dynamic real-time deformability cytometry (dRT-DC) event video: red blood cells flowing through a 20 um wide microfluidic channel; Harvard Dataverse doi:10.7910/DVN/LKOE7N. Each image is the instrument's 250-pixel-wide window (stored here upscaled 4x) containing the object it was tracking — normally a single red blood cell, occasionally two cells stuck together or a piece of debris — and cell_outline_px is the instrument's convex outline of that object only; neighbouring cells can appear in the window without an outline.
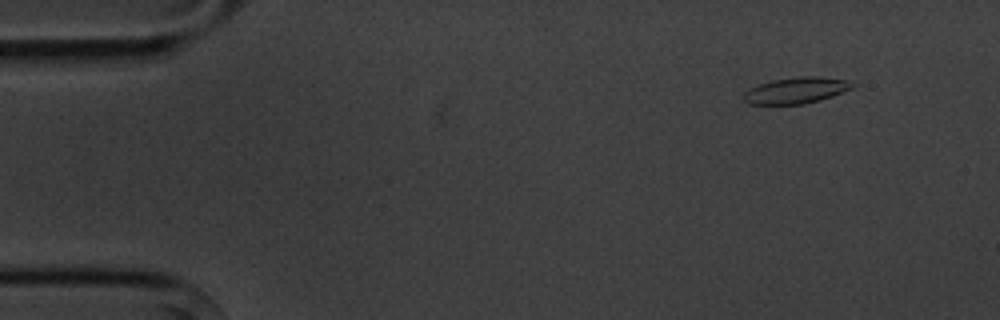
{"species": "common noctule bat (a hibernating species)", "species_latin": "Nyctalus noctula", "temperature_condition": "cold", "stored_images_in_passage": 7, "camera_frame_rate_fps": 3000, "um_per_image_px": 0.085, "animal": {"sex": "male", "body_mass_g": 20.1, "forearm_length_mm": 53.5}, "frame": {"image": 1, "passage_image": 2, "time_ms": 1.0, "image_size_px": [1000, 320], "cell_outline_px": [[856, 84], [852, 88], [832, 96], [820, 100], [804, 104], [748, 104], [740, 100], [740, 96], [748, 88], [772, 80], [800, 76], [820, 76], [844, 80]], "centroid_in_image_um": [67.59, 7.69], "position_along_channel_um": 17.4, "area_um2": 16.76}}
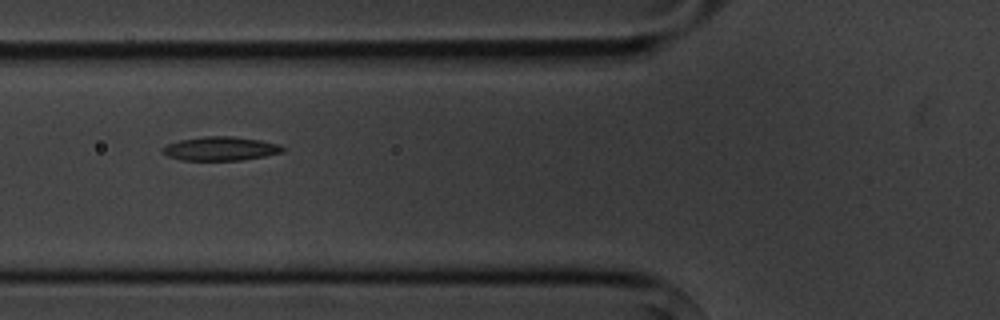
{"frame": {"image": 2, "passage_image": 6, "time_ms": 6.0, "image_size_px": [1000, 320], "cell_outline_px": [[284, 152], [244, 160], [180, 160], [168, 156], [160, 152], [160, 148], [168, 144], [180, 140], [204, 136], [232, 136], [260, 140], [280, 144], [284, 148]], "centroid_in_image_um": [18.73, 12.63], "position_along_channel_um": 107.1, "area_um2": 16.82}}
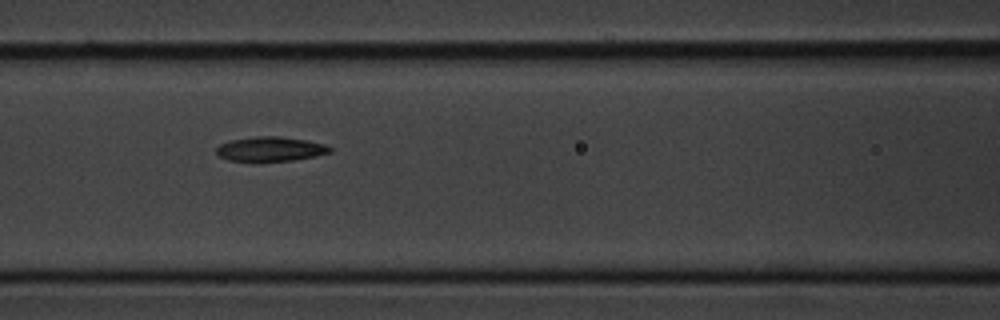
{"frame": {"image": 3, "passage_image": 7, "time_ms": 7.0, "image_size_px": [1000, 320], "cell_outline_px": [[332, 152], [316, 156], [292, 160], [256, 164], [228, 160], [220, 156], [216, 152], [216, 148], [220, 144], [228, 140], [256, 136], [280, 136], [308, 140], [324, 144], [332, 148]], "centroid_in_image_um": [22.95, 12.7], "position_along_channel_um": 143.7, "area_um2": 16.99}}